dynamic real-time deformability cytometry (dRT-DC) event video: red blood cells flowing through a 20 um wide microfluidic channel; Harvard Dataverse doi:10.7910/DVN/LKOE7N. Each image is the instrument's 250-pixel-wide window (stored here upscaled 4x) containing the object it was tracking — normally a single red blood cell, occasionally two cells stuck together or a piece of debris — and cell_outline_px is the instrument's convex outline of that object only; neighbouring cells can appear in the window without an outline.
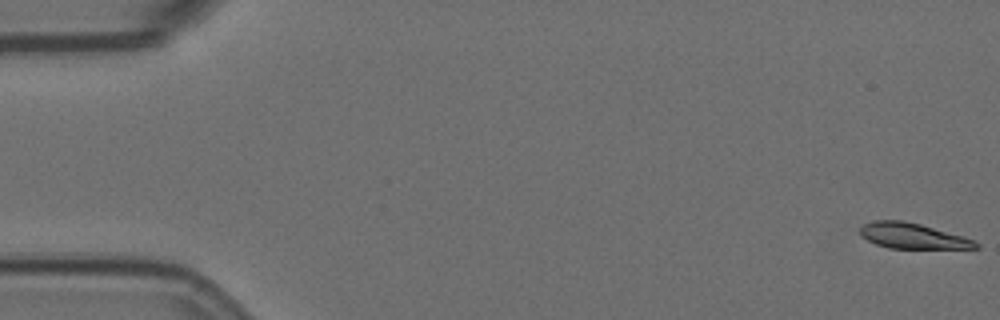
{"species": "Egyptian fruit bat (a non-hibernating species)", "species_latin": "Rousettus aegyptiacus", "temperature_condition": "room temperature", "stored_images_in_passage": 10, "camera_frame_rate_fps": 3000, "um_per_image_px": 0.085, "animal": {"sex": "female"}, "frame": {"image": 1, "passage_image": 1, "time_ms": 0.0, "image_size_px": [1000, 320], "cell_outline_px": [[980, 248], [888, 248], [876, 244], [860, 236], [860, 228], [864, 224], [872, 220], [904, 220], [920, 224], [964, 236], [980, 244]], "centroid_in_image_um": [77.55, 20.04], "position_along_channel_um": 7.5, "area_um2": 17.17}}